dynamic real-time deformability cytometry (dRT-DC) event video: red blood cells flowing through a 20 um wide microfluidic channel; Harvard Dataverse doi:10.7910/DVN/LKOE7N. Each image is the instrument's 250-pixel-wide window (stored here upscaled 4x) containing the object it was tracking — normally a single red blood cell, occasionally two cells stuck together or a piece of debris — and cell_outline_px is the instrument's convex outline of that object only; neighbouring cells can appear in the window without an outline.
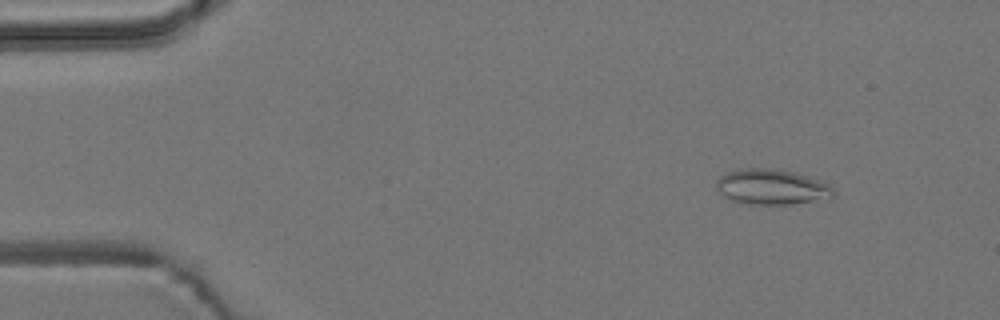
{"species": "common noctule bat (a hibernating species)", "species_latin": "Nyctalus noctula", "temperature_condition": "room temperature", "stored_images_in_passage": 4, "camera_frame_rate_fps": 3000, "um_per_image_px": 0.085, "animal": {"sex": "male", "body_mass_g": 19.2, "forearm_length_mm": 51.8}, "frame": {"image": 1, "passage_image": 1, "time_ms": 0.0, "image_size_px": [1000, 320], "cell_outline_px": [[836, 196], [832, 200], [792, 204], [748, 204], [732, 200], [724, 196], [716, 188], [716, 180], [720, 176], [728, 172], [740, 168], [772, 168], [792, 172], [828, 184], [836, 192]], "centroid_in_image_um": [65.64, 15.91], "position_along_channel_um": 19.4, "area_um2": 24.33}}